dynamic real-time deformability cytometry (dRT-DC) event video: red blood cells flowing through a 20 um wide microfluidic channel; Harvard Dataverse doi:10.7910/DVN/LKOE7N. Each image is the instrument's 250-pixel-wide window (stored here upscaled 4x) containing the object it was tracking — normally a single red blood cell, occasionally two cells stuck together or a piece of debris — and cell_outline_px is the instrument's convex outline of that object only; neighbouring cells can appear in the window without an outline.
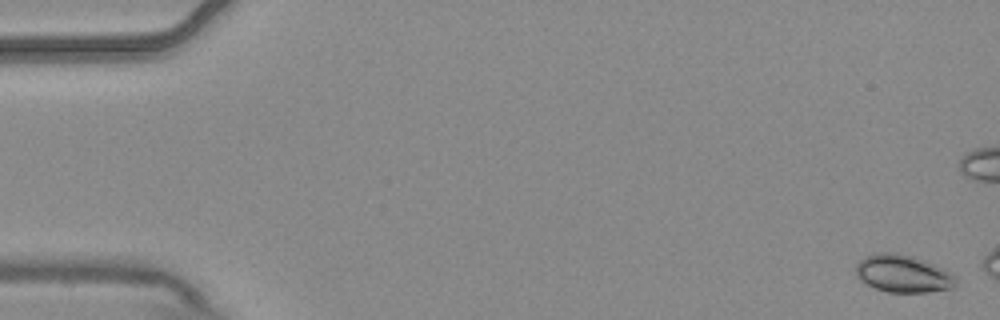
{"species": "common noctule bat (a hibernating species)", "species_latin": "Nyctalus noctula", "temperature_condition": "warm", "stored_images_in_passage": 3, "camera_frame_rate_fps": 3000, "um_per_image_px": 0.085, "animal": {"sex": "male", "body_mass_g": 20.4}, "frame": {"image": 1, "passage_image": 1, "time_ms": 0.0, "image_size_px": [1000, 320], "cell_outline_px": [[956, 284], [952, 288], [928, 292], [888, 292], [876, 288], [860, 280], [856, 276], [856, 264], [864, 256], [872, 252], [892, 252], [912, 256], [924, 260], [944, 268], [952, 272], [956, 276]], "centroid_in_image_um": [76.75, 23.24], "position_along_channel_um": 8.2, "area_um2": 22.08}}